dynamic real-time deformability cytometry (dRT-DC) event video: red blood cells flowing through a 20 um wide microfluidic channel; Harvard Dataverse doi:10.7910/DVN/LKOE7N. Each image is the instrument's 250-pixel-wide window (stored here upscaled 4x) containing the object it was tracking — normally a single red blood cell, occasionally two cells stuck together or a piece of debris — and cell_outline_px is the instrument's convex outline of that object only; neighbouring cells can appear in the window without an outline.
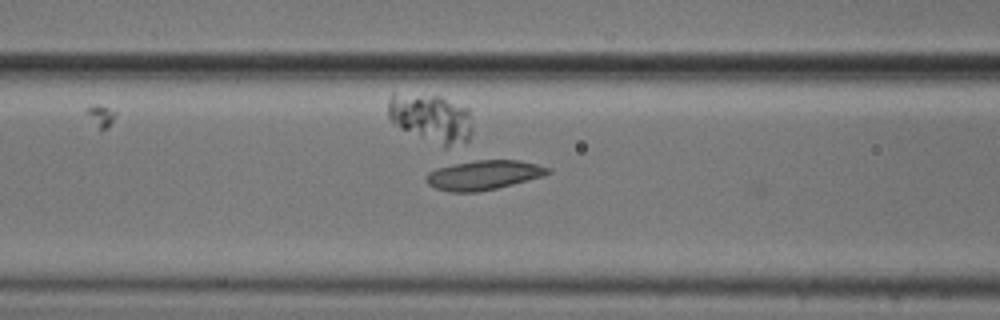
{"species": "common noctule bat (a hibernating species)", "species_latin": "Nyctalus noctula", "temperature_condition": "cold", "stored_images_in_passage": 44, "camera_frame_rate_fps": 3000, "um_per_image_px": 0.085, "animal": {"sex": "male", "body_mass_g": 20.5, "forearm_length_mm": 52.5}, "frame": {"image": 1, "passage_image": 22, "time_ms": 7.0, "image_size_px": [1000, 320], "cell_outline_px": [[552, 172], [544, 176], [496, 188], [476, 192], [448, 192], [436, 188], [428, 184], [424, 176], [428, 172], [444, 164], [476, 160], [520, 160], [552, 168]], "centroid_in_image_um": [41.08, 14.86], "position_along_channel_um": 125.5, "area_um2": 21.21}}
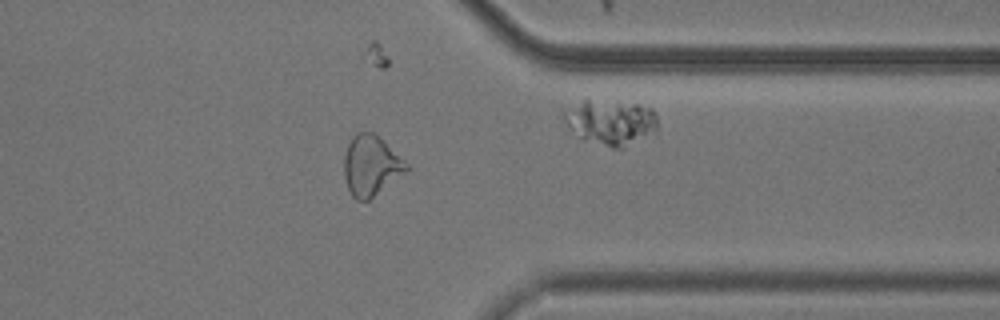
{"frame": {"image": 2, "passage_image": 43, "time_ms": 14.0, "image_size_px": [1000, 320], "cell_outline_px": [[412, 168], [368, 200], [356, 200], [352, 196], [348, 188], [344, 176], [344, 156], [348, 144], [352, 136], [356, 132], [376, 132]], "centroid_in_image_um": [31.54, 14.05], "position_along_channel_um": 379.9, "area_um2": 22.02}}